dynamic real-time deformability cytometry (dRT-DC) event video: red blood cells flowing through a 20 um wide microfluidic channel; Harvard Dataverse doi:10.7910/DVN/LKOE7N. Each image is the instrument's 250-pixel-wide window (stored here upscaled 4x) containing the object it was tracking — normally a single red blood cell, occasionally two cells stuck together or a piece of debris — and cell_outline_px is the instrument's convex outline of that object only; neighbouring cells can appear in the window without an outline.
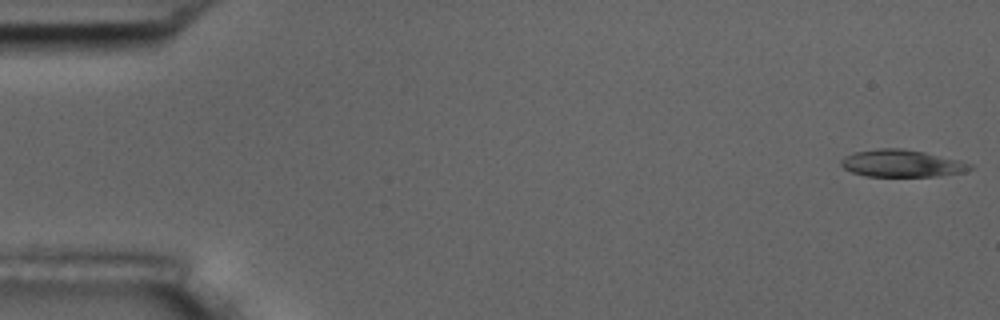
{"species": "common noctule bat (a hibernating species)", "species_latin": "Nyctalus noctula", "temperature_condition": "room temperature", "stored_images_in_passage": 56, "camera_frame_rate_fps": 3000, "um_per_image_px": 0.085, "animal": {"sex": "male", "body_mass_g": 17.5, "forearm_length_mm": 52.3}, "frame": {"image": 1, "passage_image": 1, "time_ms": 0.0, "image_size_px": [1000, 320], "cell_outline_px": [[972, 168], [964, 172], [940, 176], [864, 176], [852, 172], [844, 168], [840, 164], [840, 160], [844, 156], [852, 152], [876, 148], [900, 148], [924, 152], [960, 160], [972, 164]], "centroid_in_image_um": [76.62, 13.88], "position_along_channel_um": 8.4, "area_um2": 20.58}}
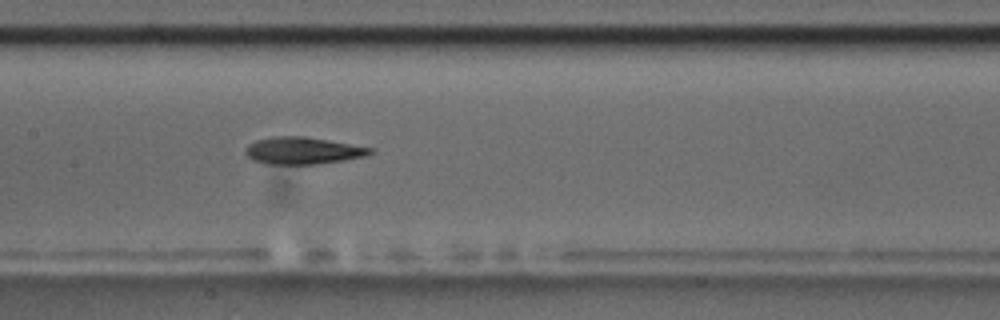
{"frame": {"image": 2, "passage_image": 27, "time_ms": 8.667, "image_size_px": [1000, 320], "cell_outline_px": [[376, 152], [368, 156], [344, 160], [316, 164], [268, 164], [252, 160], [244, 152], [244, 148], [248, 144], [256, 140], [272, 136], [304, 136], [376, 148]], "centroid_in_image_um": [25.78, 12.8], "position_along_channel_um": 181.6, "area_um2": 20.0}}
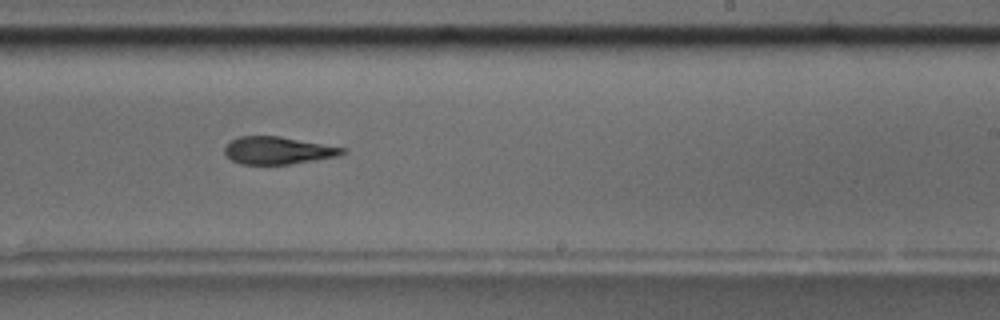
{"frame": {"image": 3, "passage_image": 34, "time_ms": 11.0, "image_size_px": [1000, 320], "cell_outline_px": [[348, 148], [344, 152], [336, 156], [288, 164], [240, 164], [232, 160], [224, 152], [224, 148], [236, 136], [280, 136]], "centroid_in_image_um": [23.6, 12.77], "position_along_channel_um": 265.4, "area_um2": 18.67}, "authors_computed_cell_mechanics": {"area_um2": 20.0566, "velocity_mm_per_s": 3.5971, "shape_relaxation_time_tau1_ms": 6.1377, "shape_relaxation_time_tau2_ms": 4.0646, "deformation_change_tau1": 0.1901, "deformation_change_tau2": 0.1374}}